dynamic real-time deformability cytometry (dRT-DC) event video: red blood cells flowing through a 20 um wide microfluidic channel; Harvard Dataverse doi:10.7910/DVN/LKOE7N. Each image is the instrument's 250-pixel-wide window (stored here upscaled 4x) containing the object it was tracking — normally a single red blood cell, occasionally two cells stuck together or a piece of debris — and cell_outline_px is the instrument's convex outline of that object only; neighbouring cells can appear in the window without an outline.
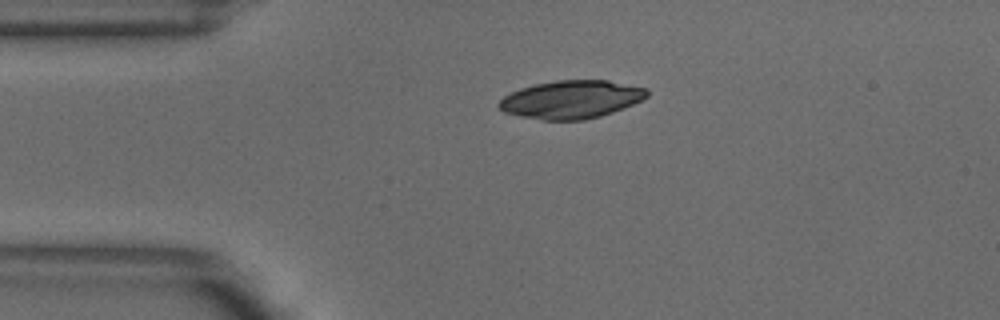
{"species": "common noctule bat (a hibernating species)", "species_latin": "Nyctalus noctula", "temperature_condition": "warm", "stored_images_in_passage": 41, "camera_frame_rate_fps": 3000, "um_per_image_px": 0.085, "animal": {"sex": "male", "body_mass_g": 18.8}, "frame": {"image": 1, "passage_image": 1, "time_ms": 0.0, "image_size_px": [1000, 320], "cell_outline_px": [[648, 96], [624, 108], [600, 116], [584, 120], [540, 120], [520, 116], [504, 112], [496, 104], [504, 96], [520, 88], [536, 84], [556, 80], [608, 80], [648, 88]], "centroid_in_image_um": [48.55, 8.45], "position_along_channel_um": 36.4, "area_um2": 32.83}}
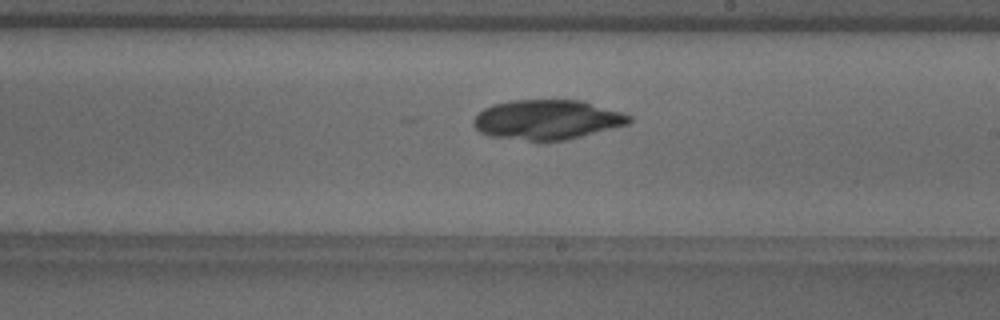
{"frame": {"image": 2, "passage_image": 19, "time_ms": 6.0, "image_size_px": [1000, 320], "cell_outline_px": [[632, 120], [628, 124], [564, 140], [528, 140], [488, 136], [480, 132], [472, 124], [472, 120], [484, 108], [492, 104], [512, 100], [580, 100], [620, 112], [632, 116]], "centroid_in_image_um": [46.46, 10.16], "position_along_channel_um": 242.5, "area_um2": 35.6}}
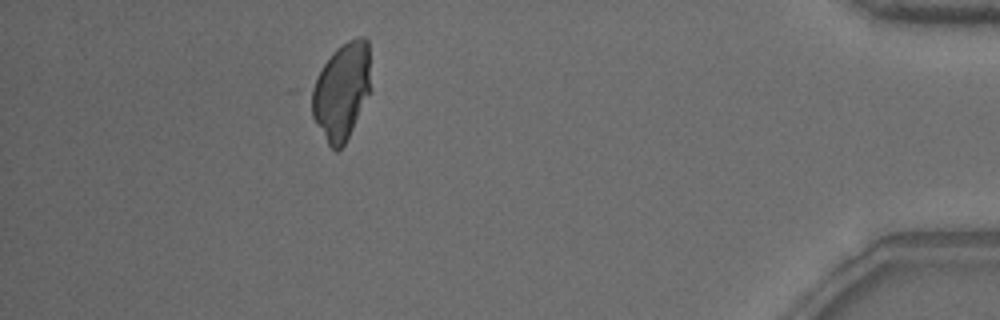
{"frame": {"image": 3, "passage_image": 36, "time_ms": 11.667, "image_size_px": [1000, 320], "cell_outline_px": [[368, 92], [352, 128], [344, 144], [336, 152], [328, 144], [316, 124], [312, 116], [304, 92], [332, 52], [340, 44], [356, 36], [364, 36], [368, 40]], "centroid_in_image_um": [28.9, 7.72], "position_along_channel_um": 406.3, "area_um2": 33.64}}